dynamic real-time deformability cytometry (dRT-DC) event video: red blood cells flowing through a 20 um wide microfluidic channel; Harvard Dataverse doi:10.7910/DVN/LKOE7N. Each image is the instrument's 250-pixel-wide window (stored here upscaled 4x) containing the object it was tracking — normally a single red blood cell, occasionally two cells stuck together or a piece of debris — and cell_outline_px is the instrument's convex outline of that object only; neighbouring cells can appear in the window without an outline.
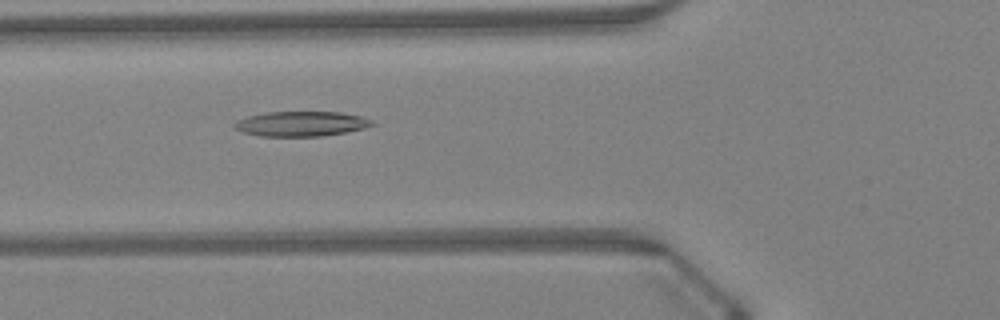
{"species": "Egyptian fruit bat (a non-hibernating species)", "species_latin": "Rousettus aegyptiacus", "temperature_condition": "warm", "stored_images_in_passage": 37, "camera_frame_rate_fps": 3000, "um_per_image_px": 0.085, "animal": {"sex": "female"}, "frame": {"image": 1, "passage_image": 7, "time_ms": 2.0, "image_size_px": [1000, 320], "cell_outline_px": [[376, 124], [364, 128], [344, 132], [320, 136], [260, 136], [244, 132], [236, 128], [232, 124], [236, 120], [248, 116], [268, 112], [340, 112], [360, 116], [372, 120]], "centroid_in_image_um": [25.59, 10.52], "position_along_channel_um": 100.2, "area_um2": 19.83}}
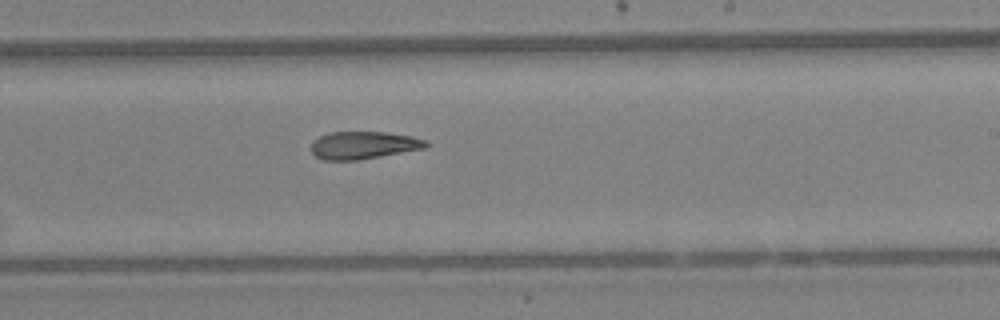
{"frame": {"image": 2, "passage_image": 18, "time_ms": 5.667, "image_size_px": [1000, 320], "cell_outline_px": [[432, 144], [428, 148], [356, 160], [324, 160], [316, 156], [312, 152], [312, 140], [320, 136], [332, 132], [384, 132], [412, 136], [428, 140]], "centroid_in_image_um": [30.97, 12.34], "position_along_channel_um": 258.0, "area_um2": 18.55}}
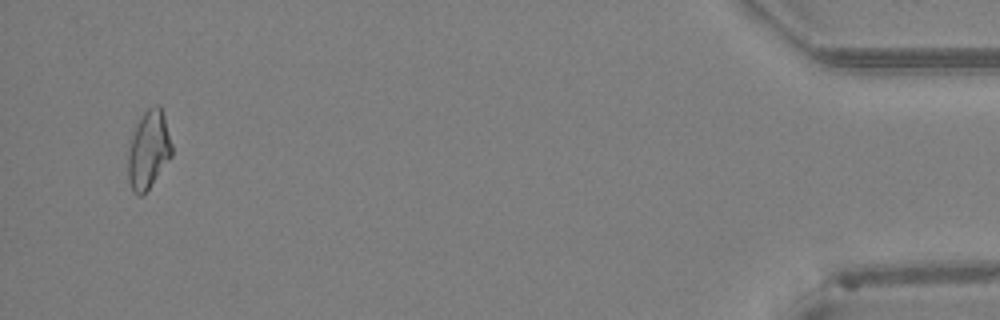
{"frame": {"image": 3, "passage_image": 35, "time_ms": 11.333, "image_size_px": [1000, 320], "cell_outline_px": [[172, 156], [148, 188], [140, 196], [136, 196], [132, 192], [128, 180], [128, 148], [136, 124], [144, 112], [148, 108], [156, 104], [160, 104], [164, 116], [172, 144]], "centroid_in_image_um": [12.61, 12.73], "position_along_channel_um": 422.6, "area_um2": 19.88}}